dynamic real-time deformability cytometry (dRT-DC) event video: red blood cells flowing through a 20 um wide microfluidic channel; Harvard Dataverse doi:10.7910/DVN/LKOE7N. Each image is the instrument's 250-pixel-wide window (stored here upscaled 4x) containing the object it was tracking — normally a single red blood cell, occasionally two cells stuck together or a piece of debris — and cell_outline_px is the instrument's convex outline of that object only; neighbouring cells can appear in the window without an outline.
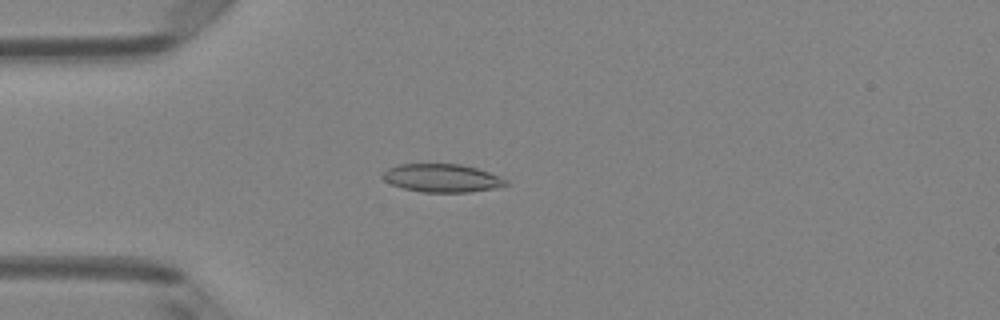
{"species": "Egyptian fruit bat (a non-hibernating species)", "species_latin": "Rousettus aegyptiacus", "temperature_condition": "room temperature", "stored_images_in_passage": 49, "camera_frame_rate_fps": 3000, "um_per_image_px": 0.085, "animal": {"sex": "female"}, "frame": {"image": 1, "passage_image": 13, "time_ms": 4.0, "image_size_px": [1000, 320], "cell_outline_px": [[508, 184], [496, 188], [468, 192], [424, 192], [404, 188], [392, 184], [384, 180], [380, 176], [388, 168], [400, 164], [460, 164], [476, 168], [500, 176], [508, 180]], "centroid_in_image_um": [37.58, 15.13], "position_along_channel_um": 47.4, "area_um2": 20.11}}
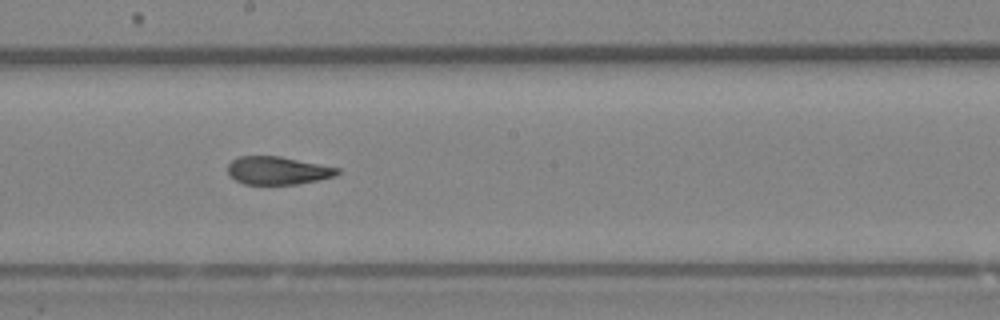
{"frame": {"image": 2, "passage_image": 27, "time_ms": 8.667, "image_size_px": [1000, 320], "cell_outline_px": [[340, 172], [336, 176], [296, 184], [244, 184], [236, 180], [228, 172], [228, 164], [232, 160], [240, 156], [280, 156], [340, 168]], "centroid_in_image_um": [23.62, 14.49], "position_along_channel_um": 224.6, "area_um2": 17.74}}
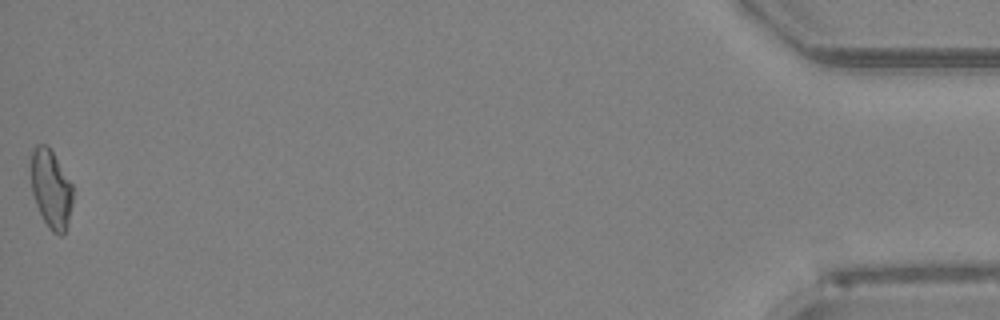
{"frame": {"image": 3, "passage_image": 49, "time_ms": 16.0, "image_size_px": [1000, 320], "cell_outline_px": [[72, 204], [68, 220], [64, 232], [60, 236], [52, 232], [48, 228], [36, 204], [32, 192], [28, 164], [32, 148], [36, 144], [48, 144], [72, 184]], "centroid_in_image_um": [4.28, 15.98], "position_along_channel_um": 430.9, "area_um2": 19.54}, "authors_computed_cell_mechanics": {"area_um2": 19.1896, "velocity_mm_per_s": 4.1327, "shape_relaxation_time_tau1_ms": null, "shape_relaxation_time_tau2_ms": 2.2579, "deformation_change_tau1": null, "deformation_change_tau2": 0.0959}}